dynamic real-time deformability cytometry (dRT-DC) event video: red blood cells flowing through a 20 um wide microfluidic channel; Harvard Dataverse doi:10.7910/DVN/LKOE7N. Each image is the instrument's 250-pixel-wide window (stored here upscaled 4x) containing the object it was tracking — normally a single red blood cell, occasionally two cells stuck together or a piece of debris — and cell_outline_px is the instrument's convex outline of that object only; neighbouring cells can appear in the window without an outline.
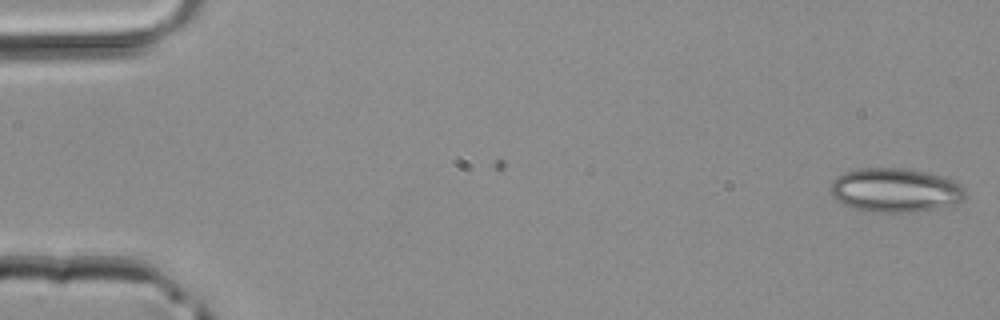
{"species": "common noctule bat (a hibernating species)", "species_latin": "Nyctalus noctula", "temperature_condition": "room temperature", "stored_images_in_passage": 6, "camera_frame_rate_fps": 3000, "um_per_image_px": 0.085, "animal": {"sex": "male", "body_mass_g": 20.4}, "frame": {"image": 1, "passage_image": 6, "time_ms": 1.667, "image_size_px": [1000, 320], "cell_outline_px": [[964, 200], [936, 212], [868, 212], [852, 208], [844, 204], [832, 196], [832, 180], [836, 176], [844, 172], [860, 168], [904, 168], [924, 172], [940, 176], [952, 180], [960, 184], [964, 188]], "centroid_in_image_um": [76.13, 16.2], "position_along_channel_um": 8.9, "area_um2": 35.08}}